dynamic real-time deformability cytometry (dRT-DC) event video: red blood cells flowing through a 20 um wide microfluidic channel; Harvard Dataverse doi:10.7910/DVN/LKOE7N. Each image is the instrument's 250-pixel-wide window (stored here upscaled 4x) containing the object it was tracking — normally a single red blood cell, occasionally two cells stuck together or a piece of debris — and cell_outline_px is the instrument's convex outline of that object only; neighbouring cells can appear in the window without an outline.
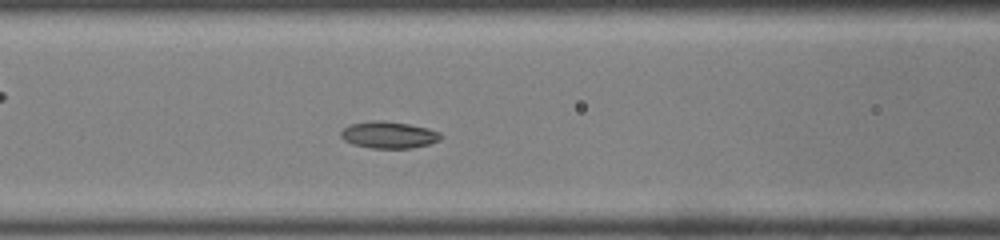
{"species": "common noctule bat (a hibernating species)", "species_latin": "Nyctalus noctula", "temperature_condition": "room temperature", "stored_images_in_passage": 41, "camera_frame_rate_fps": 3000, "um_per_image_px": 0.085, "animal": {"sex": "male", "body_mass_g": 19.0, "forearm_length_mm": 50.8}, "frame": {"image": 1, "passage_image": 13, "time_ms": 4.0, "image_size_px": [1000, 240], "cell_outline_px": [[444, 136], [440, 140], [428, 144], [412, 148], [372, 148], [352, 144], [344, 140], [340, 136], [340, 132], [344, 128], [352, 124], [372, 120], [384, 120], [408, 124], [428, 128], [440, 132]], "centroid_in_image_um": [33.06, 11.46], "position_along_channel_um": 133.5, "area_um2": 15.66}}
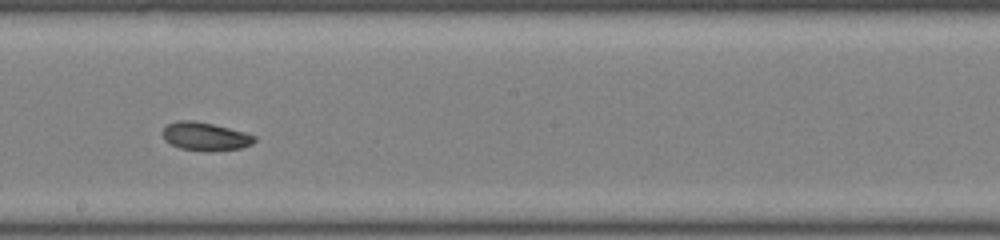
{"frame": {"image": 2, "passage_image": 20, "time_ms": 6.333, "image_size_px": [1000, 240], "cell_outline_px": [[256, 140], [252, 144], [240, 148], [180, 148], [164, 140], [164, 128], [168, 124], [176, 120], [192, 120], [212, 124], [244, 132], [256, 136]], "centroid_in_image_um": [17.44, 11.53], "position_along_channel_um": 230.8, "area_um2": 14.16}}
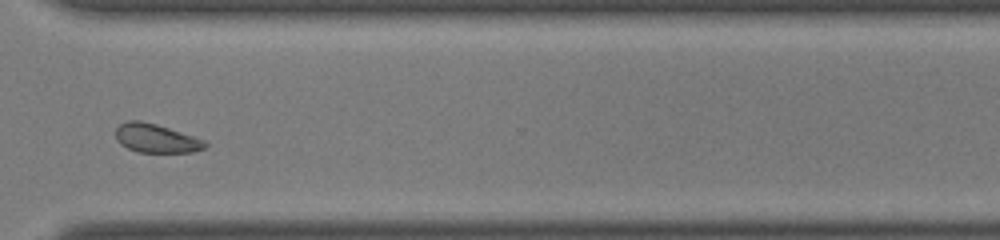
{"frame": {"image": 3, "passage_image": 29, "time_ms": 9.333, "image_size_px": [1000, 240], "cell_outline_px": [[208, 144], [204, 148], [192, 152], [136, 152], [120, 144], [116, 140], [116, 128], [120, 124], [128, 120], [140, 120], [156, 124], [204, 140]], "centroid_in_image_um": [13.23, 11.76], "position_along_channel_um": 357.4, "area_um2": 14.85}, "authors_computed_cell_mechanics": {"area_um2": 15.7216, "velocity_mm_per_s": 4.1811, "shape_relaxation_time_tau1_ms": null, "shape_relaxation_time_tau2_ms": 4.8421, "deformation_change_tau1": null, "deformation_change_tau2": 0.1093}}